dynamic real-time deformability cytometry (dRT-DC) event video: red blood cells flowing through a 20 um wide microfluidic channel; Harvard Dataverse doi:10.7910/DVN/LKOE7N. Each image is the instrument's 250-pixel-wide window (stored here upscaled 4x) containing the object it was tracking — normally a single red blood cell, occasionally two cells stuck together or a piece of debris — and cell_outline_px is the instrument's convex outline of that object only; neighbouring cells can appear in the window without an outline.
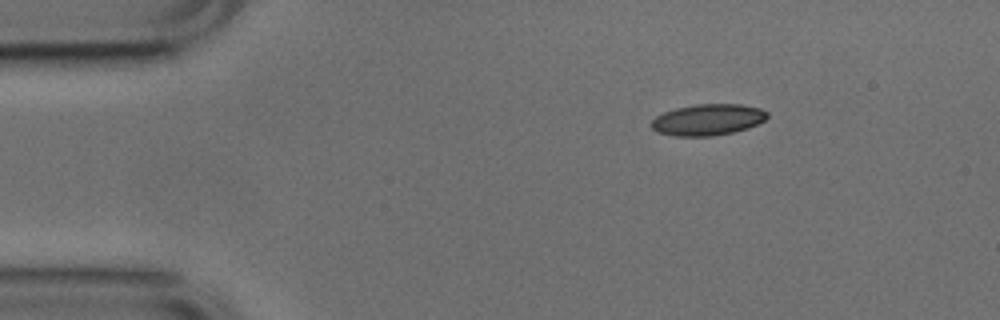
{"species": "common noctule bat (a hibernating species)", "species_latin": "Nyctalus noctula", "temperature_condition": "cold", "stored_images_in_passage": 45, "camera_frame_rate_fps": 3000, "um_per_image_px": 0.085, "animal": {"sex": "male", "body_mass_g": 17.9, "forearm_length_mm": 54.2}, "frame": {"image": 1, "passage_image": 1, "time_ms": 0.0, "image_size_px": [1000, 320], "cell_outline_px": [[768, 116], [764, 120], [748, 128], [732, 132], [712, 136], [676, 136], [656, 132], [652, 128], [652, 120], [656, 116], [664, 112], [676, 108], [696, 104], [740, 104], [760, 108], [768, 112]], "centroid_in_image_um": [60.16, 10.17], "position_along_channel_um": 24.8, "area_um2": 21.04}}
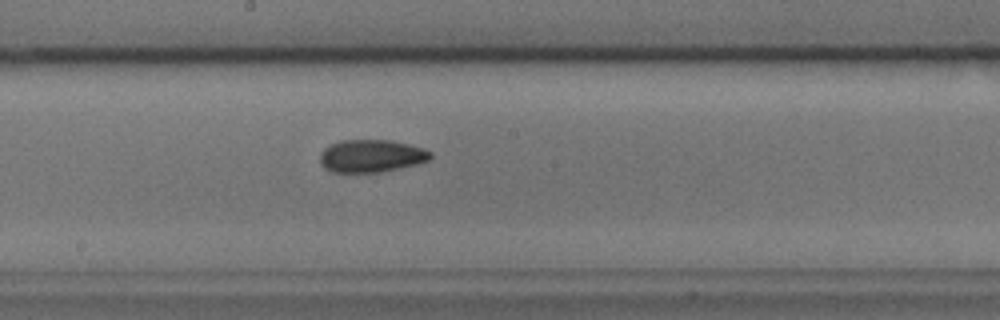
{"frame": {"image": 2, "passage_image": 21, "time_ms": 6.667, "image_size_px": [1000, 320], "cell_outline_px": [[432, 156], [428, 160], [416, 164], [380, 172], [332, 172], [324, 168], [320, 164], [320, 152], [324, 148], [340, 140], [392, 140], [424, 148], [432, 152]], "centroid_in_image_um": [31.54, 13.25], "position_along_channel_um": 216.7, "area_um2": 21.04}}
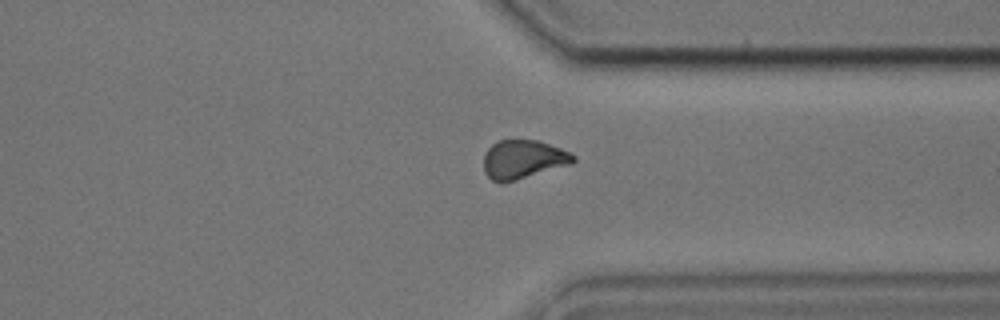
{"frame": {"image": 3, "passage_image": 33, "time_ms": 10.667, "image_size_px": [1000, 320], "cell_outline_px": [[576, 160], [572, 164], [504, 184], [500, 184], [492, 180], [484, 172], [484, 152], [496, 140], [540, 140], [560, 148], [576, 156]], "centroid_in_image_um": [44.45, 13.56], "position_along_channel_um": 366.9, "area_um2": 20.63}, "authors_computed_cell_mechanics": {"area_um2": 20.5768, "velocity_mm_per_s": 3.7798, "shape_relaxation_time_tau1_ms": 5.7589, "shape_relaxation_time_tau2_ms": 2.8676, "deformation_change_tau1": 0.1387, "deformation_change_tau2": 0.0829}}